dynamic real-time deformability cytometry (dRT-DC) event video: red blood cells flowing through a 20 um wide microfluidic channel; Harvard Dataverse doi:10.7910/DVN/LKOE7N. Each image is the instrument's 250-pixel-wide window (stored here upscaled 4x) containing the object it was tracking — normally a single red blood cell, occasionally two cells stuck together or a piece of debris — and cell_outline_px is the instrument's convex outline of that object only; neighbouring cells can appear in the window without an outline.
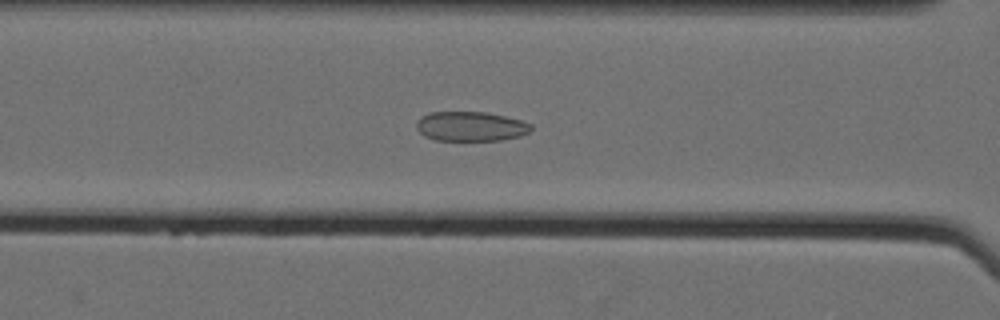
{"species": "Egyptian fruit bat (a non-hibernating species)", "species_latin": "Rousettus aegyptiacus", "temperature_condition": "cold", "stored_images_in_passage": 55, "camera_frame_rate_fps": 3000, "um_per_image_px": 0.085, "animal": {"sex": "female"}, "frame": {"image": 1, "passage_image": 23, "time_ms": 7.333, "image_size_px": [1000, 320], "cell_outline_px": [[532, 128], [528, 132], [520, 136], [500, 140], [436, 140], [424, 136], [416, 128], [416, 124], [420, 116], [428, 112], [488, 112], [520, 120], [532, 124]], "centroid_in_image_um": [39.98, 10.73], "position_along_channel_um": 126.6, "area_um2": 19.77}}
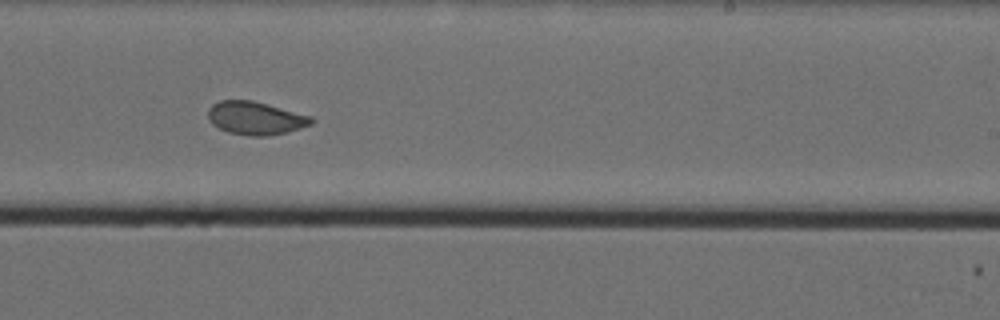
{"frame": {"image": 2, "passage_image": 35, "time_ms": 11.333, "image_size_px": [1000, 320], "cell_outline_px": [[312, 124], [288, 132], [264, 136], [248, 136], [228, 132], [212, 124], [208, 120], [208, 108], [212, 104], [220, 100], [252, 100], [312, 116]], "centroid_in_image_um": [21.69, 10.04], "position_along_channel_um": 267.3, "area_um2": 19.94}}
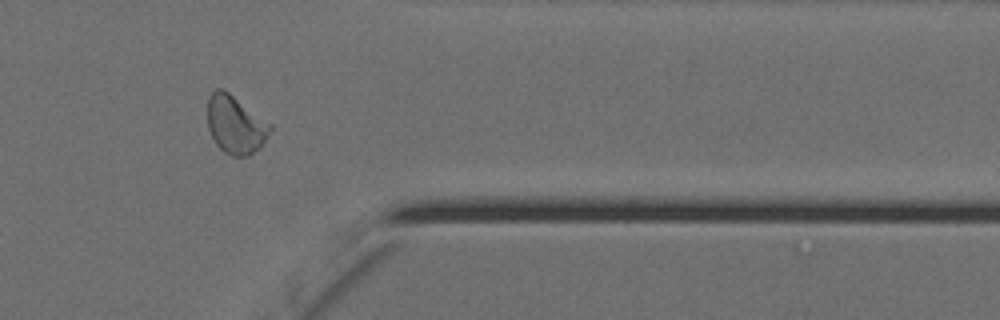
{"frame": {"image": 3, "passage_image": 46, "time_ms": 15.0, "image_size_px": [1000, 320], "cell_outline_px": [[272, 128], [260, 148], [248, 156], [232, 156], [224, 152], [216, 144], [208, 128], [208, 96], [216, 88], [224, 88], [272, 124]], "centroid_in_image_um": [20.01, 10.58], "position_along_channel_um": 391.4, "area_um2": 21.33}, "authors_computed_cell_mechanics": {"area_um2": 20.9236, "velocity_mm_per_s": 3.5295, "shape_relaxation_time_tau1_ms": null, "shape_relaxation_time_tau2_ms": 1.2929, "deformation_change_tau1": null, "deformation_change_tau2": 0.0565}}